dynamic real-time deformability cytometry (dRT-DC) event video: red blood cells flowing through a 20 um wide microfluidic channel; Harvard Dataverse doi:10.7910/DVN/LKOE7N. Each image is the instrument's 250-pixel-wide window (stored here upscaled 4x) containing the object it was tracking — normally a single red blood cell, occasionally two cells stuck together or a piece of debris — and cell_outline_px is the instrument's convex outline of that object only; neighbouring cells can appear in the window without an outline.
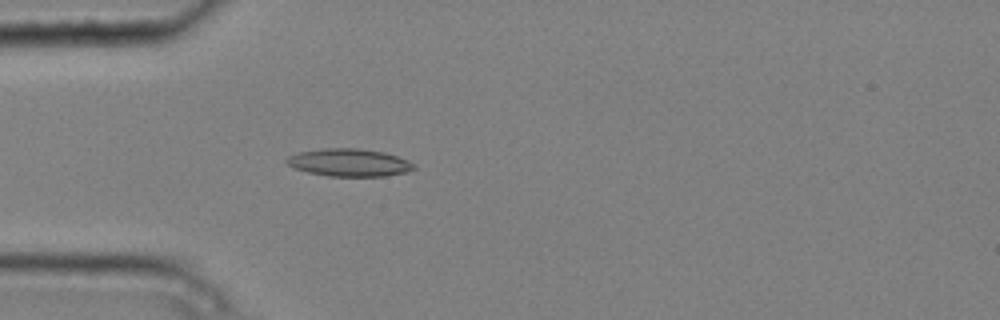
{"species": "common noctule bat (a hibernating species)", "species_latin": "Nyctalus noctula", "temperature_condition": "cold", "stored_images_in_passage": 2, "camera_frame_rate_fps": 3000, "um_per_image_px": 0.085, "animal": {"sex": "male", "body_mass_g": 20.4}, "frame": {"image": 1, "passage_image": 2, "time_ms": 0.333, "image_size_px": [1000, 320], "cell_outline_px": [[416, 168], [404, 172], [384, 176], [328, 176], [308, 172], [292, 168], [284, 160], [288, 156], [300, 152], [324, 148], [356, 148], [384, 152], [396, 156], [416, 164]], "centroid_in_image_um": [29.65, 13.82], "position_along_channel_um": 55.4, "area_um2": 20.4}}